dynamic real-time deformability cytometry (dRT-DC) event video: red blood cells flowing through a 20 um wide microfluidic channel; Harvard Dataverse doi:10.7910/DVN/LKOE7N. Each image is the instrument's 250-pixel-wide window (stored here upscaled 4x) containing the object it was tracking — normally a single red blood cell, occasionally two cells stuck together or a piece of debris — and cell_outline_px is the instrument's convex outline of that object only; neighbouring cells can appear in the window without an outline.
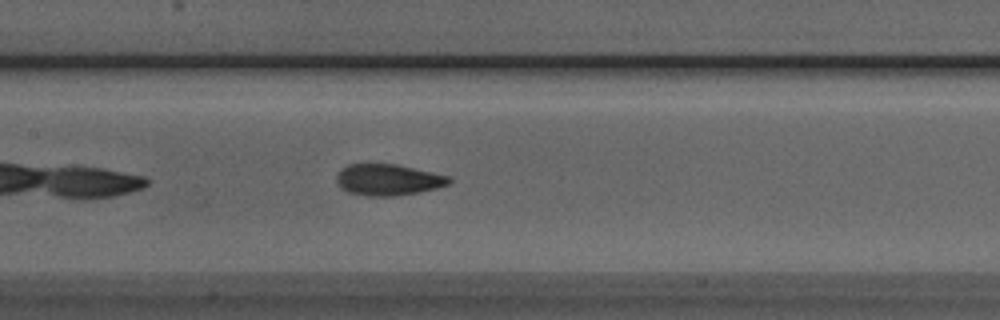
{"species": "Egyptian fruit bat (a non-hibernating species)", "species_latin": "Rousettus aegyptiacus", "temperature_condition": "room temperature", "stored_images_in_passage": 36, "camera_frame_rate_fps": 3000, "um_per_image_px": 0.085, "animal": {"sex": "male"}, "frame": {"image": 1, "passage_image": 11, "time_ms": 3.333, "image_size_px": [1000, 320], "cell_outline_px": [[452, 180], [448, 184], [436, 188], [420, 192], [396, 196], [368, 196], [348, 192], [340, 188], [336, 180], [336, 176], [340, 168], [348, 164], [396, 164], [452, 176]], "centroid_in_image_um": [32.99, 15.28], "position_along_channel_um": 174.4, "area_um2": 20.75}}
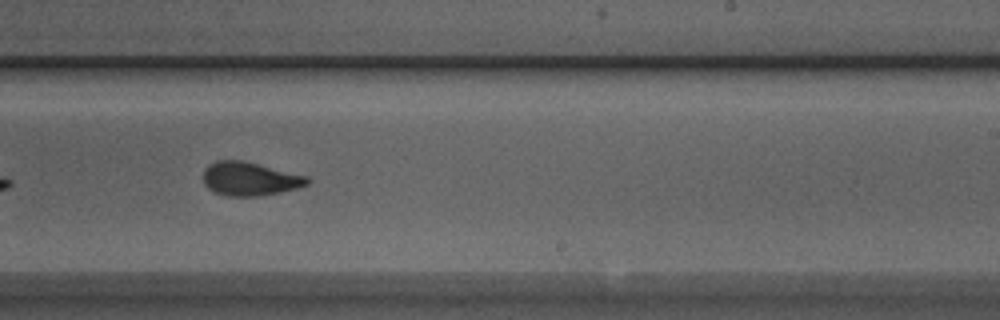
{"frame": {"image": 2, "passage_image": 18, "time_ms": 5.667, "image_size_px": [1000, 320], "cell_outline_px": [[312, 180], [308, 184], [296, 188], [280, 192], [260, 196], [228, 196], [212, 192], [204, 184], [204, 168], [216, 160], [240, 160], [308, 176]], "centroid_in_image_um": [21.22, 15.21], "position_along_channel_um": 267.8, "area_um2": 20.35}}
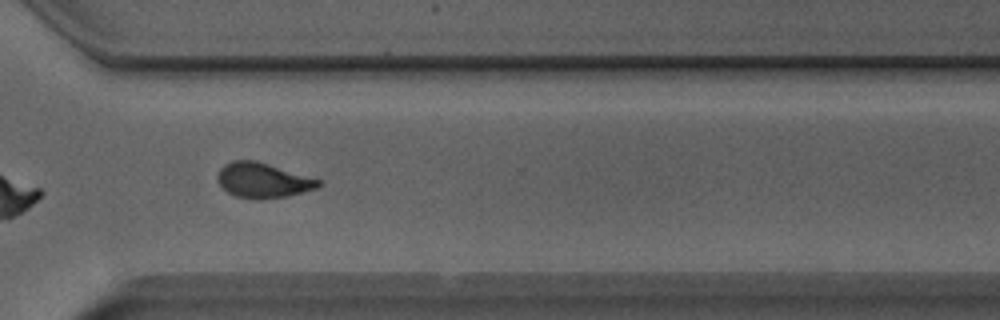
{"frame": {"image": 3, "passage_image": 24, "time_ms": 7.667, "image_size_px": [1000, 320], "cell_outline_px": [[324, 184], [316, 188], [304, 192], [288, 196], [236, 196], [228, 192], [216, 180], [216, 176], [220, 168], [224, 164], [232, 160], [256, 160], [324, 180]], "centroid_in_image_um": [22.39, 15.27], "position_along_channel_um": 348.2, "area_um2": 20.23}, "authors_computed_cell_mechanics": {"area_um2": 20.6635, "velocity_mm_per_s": 4.0156, "shape_relaxation_time_tau1_ms": 2.665, "shape_relaxation_time_tau2_ms": 1.6533, "deformation_change_tau1": 0.1235, "deformation_change_tau2": 0.0714}}